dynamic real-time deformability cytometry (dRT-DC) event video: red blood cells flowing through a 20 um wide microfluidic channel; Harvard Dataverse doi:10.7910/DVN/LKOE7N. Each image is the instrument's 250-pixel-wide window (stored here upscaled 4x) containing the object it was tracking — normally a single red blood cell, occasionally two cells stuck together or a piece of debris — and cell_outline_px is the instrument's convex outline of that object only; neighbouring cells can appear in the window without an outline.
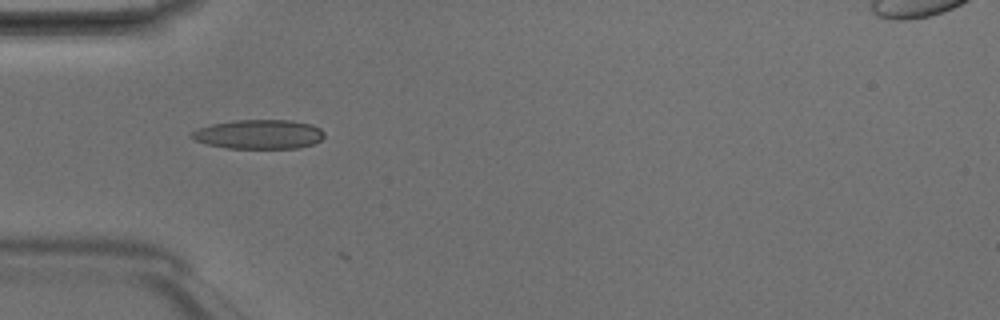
{"species": "Egyptian fruit bat (a non-hibernating species)", "species_latin": "Rousettus aegyptiacus", "temperature_condition": "room temperature", "stored_images_in_passage": 7, "camera_frame_rate_fps": 3000, "um_per_image_px": 0.085, "animal": {"sex": "male"}, "frame": {"image": 1, "passage_image": 5, "time_ms": 1.333, "image_size_px": [1000, 320], "cell_outline_px": [[324, 136], [320, 140], [312, 144], [300, 148], [228, 148], [208, 144], [196, 140], [188, 136], [192, 132], [200, 128], [212, 124], [232, 120], [292, 120], [312, 124], [320, 128], [324, 132]], "centroid_in_image_um": [22.03, 11.41], "position_along_channel_um": 63.0, "area_um2": 22.6}}